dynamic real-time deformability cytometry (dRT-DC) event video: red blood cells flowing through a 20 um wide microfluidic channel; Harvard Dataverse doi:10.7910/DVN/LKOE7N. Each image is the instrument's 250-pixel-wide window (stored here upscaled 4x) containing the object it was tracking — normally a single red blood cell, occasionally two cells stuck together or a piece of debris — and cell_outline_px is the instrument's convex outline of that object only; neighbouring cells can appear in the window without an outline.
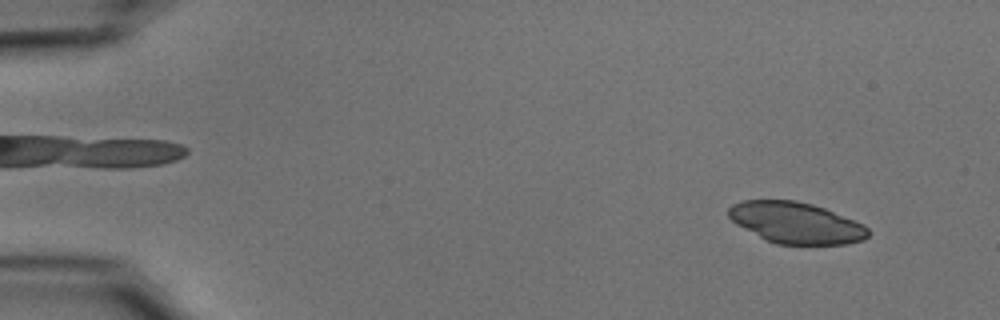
{"species": "common noctule bat (a hibernating species)", "species_latin": "Nyctalus noctula", "temperature_condition": "cold", "stored_images_in_passage": 53, "camera_frame_rate_fps": 3000, "um_per_image_px": 0.085, "animal": {"sex": "male", "body_mass_g": 15.6}, "frame": {"image": 1, "passage_image": 4, "time_ms": 1.0, "image_size_px": [1000, 320], "cell_outline_px": [[872, 232], [864, 240], [848, 244], [776, 244], [736, 224], [728, 216], [728, 208], [732, 204], [744, 200], [796, 200], [812, 204], [824, 208], [864, 224]], "centroid_in_image_um": [67.69, 18.93], "position_along_channel_um": 17.3, "area_um2": 33.47}}